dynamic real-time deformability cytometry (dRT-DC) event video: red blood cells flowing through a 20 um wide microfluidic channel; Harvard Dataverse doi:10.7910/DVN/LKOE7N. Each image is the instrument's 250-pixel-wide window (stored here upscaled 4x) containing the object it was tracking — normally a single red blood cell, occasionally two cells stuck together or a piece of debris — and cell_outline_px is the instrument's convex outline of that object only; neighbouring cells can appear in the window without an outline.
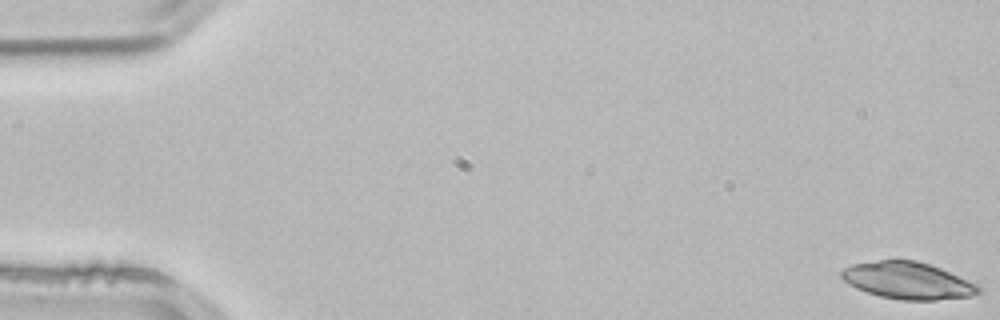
{"species": "common noctule bat (a hibernating species)", "species_latin": "Nyctalus noctula", "temperature_condition": "room temperature", "stored_images_in_passage": 4, "camera_frame_rate_fps": 3000, "um_per_image_px": 0.085, "animal": {"sex": "male", "body_mass_g": 21.5, "forearm_length_mm": 52.0}, "frame": {"image": 1, "passage_image": 1, "time_ms": 0.0, "image_size_px": [1000, 320], "cell_outline_px": [[980, 292], [972, 296], [936, 300], [900, 300], [880, 296], [856, 288], [848, 284], [840, 276], [840, 272], [844, 268], [852, 264], [880, 260], [916, 260], [940, 268], [976, 284], [980, 288]], "centroid_in_image_um": [77.13, 23.85], "position_along_channel_um": 7.9, "area_um2": 29.3}}